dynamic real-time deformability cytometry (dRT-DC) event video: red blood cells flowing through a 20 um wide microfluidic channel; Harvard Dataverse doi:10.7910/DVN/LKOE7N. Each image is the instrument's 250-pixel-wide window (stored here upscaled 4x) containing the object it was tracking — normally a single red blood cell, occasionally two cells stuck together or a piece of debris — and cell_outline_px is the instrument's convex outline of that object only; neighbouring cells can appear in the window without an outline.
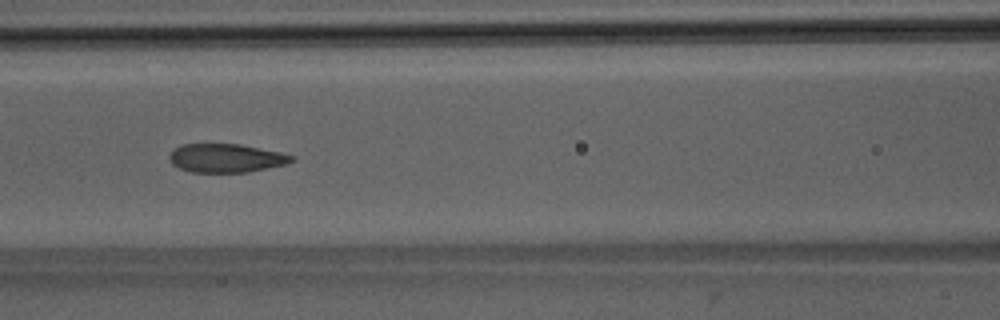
{"species": "Egyptian fruit bat (a non-hibernating species)", "species_latin": "Rousettus aegyptiacus", "temperature_condition": "room temperature", "stored_images_in_passage": 43, "camera_frame_rate_fps": 3000, "um_per_image_px": 0.085, "animal": {"sex": "male"}, "frame": {"image": 1, "passage_image": 15, "time_ms": 4.667, "image_size_px": [1000, 320], "cell_outline_px": [[296, 160], [288, 164], [248, 172], [192, 172], [180, 168], [172, 164], [168, 160], [168, 156], [180, 144], [240, 144], [280, 152], [296, 156]], "centroid_in_image_um": [19.25, 13.44], "position_along_channel_um": 147.3, "area_um2": 20.52}}
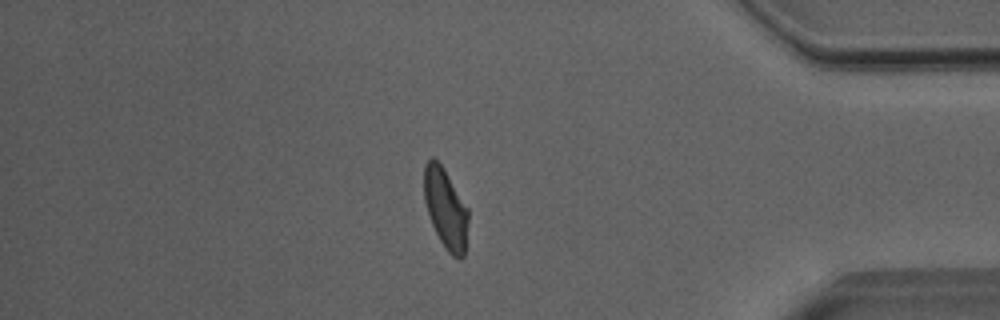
{"frame": {"image": 2, "passage_image": 36, "time_ms": 11.667, "image_size_px": [1000, 320], "cell_outline_px": [[468, 220], [464, 256], [460, 260], [452, 256], [444, 248], [432, 224], [424, 200], [424, 164], [432, 156], [444, 168], [468, 208]], "centroid_in_image_um": [37.88, 17.73], "position_along_channel_um": 397.3, "area_um2": 20.63}}
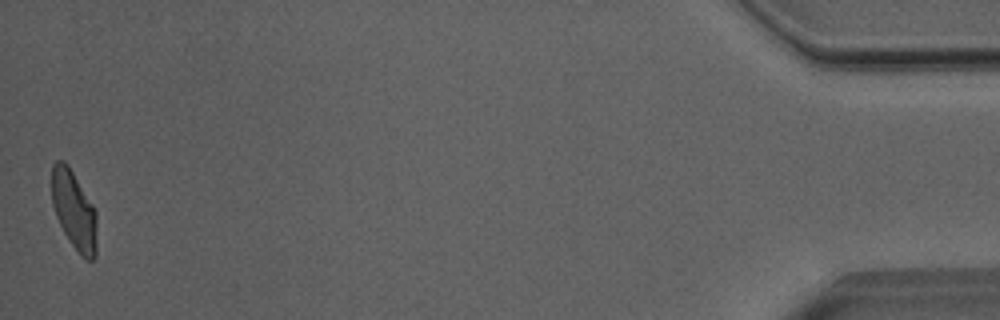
{"frame": {"image": 3, "passage_image": 43, "time_ms": 14.0, "image_size_px": [1000, 320], "cell_outline_px": [[96, 256], [92, 260], [84, 260], [80, 256], [68, 240], [56, 216], [52, 204], [52, 164], [56, 160], [64, 160], [68, 164], [92, 204], [96, 212]], "centroid_in_image_um": [6.29, 17.89], "position_along_channel_um": 428.9, "area_um2": 20.75}, "authors_computed_cell_mechanics": {"area_um2": 21.386, "velocity_mm_per_s": 4.0249, "shape_relaxation_time_tau1_ms": 4.959, "shape_relaxation_time_tau2_ms": 1.1669, "deformation_change_tau1": 0.1602, "deformation_change_tau2": 0.0609}}